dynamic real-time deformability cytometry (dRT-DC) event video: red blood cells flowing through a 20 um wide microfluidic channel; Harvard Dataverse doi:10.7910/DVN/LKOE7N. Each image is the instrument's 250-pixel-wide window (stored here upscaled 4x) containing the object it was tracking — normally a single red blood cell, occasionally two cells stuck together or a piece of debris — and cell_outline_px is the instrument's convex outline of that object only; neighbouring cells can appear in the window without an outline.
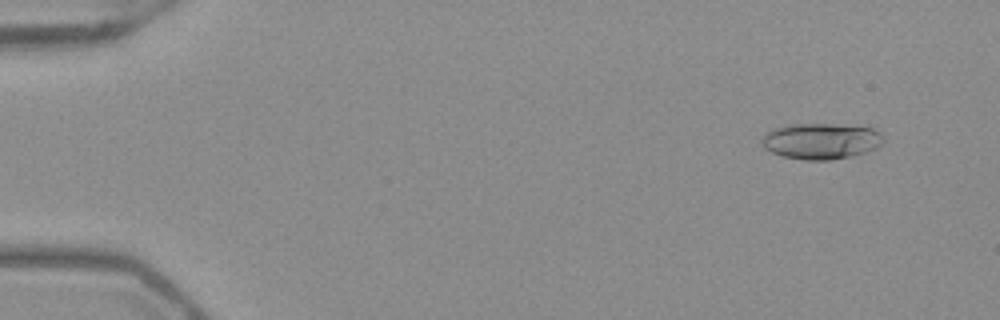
{"species": "Egyptian fruit bat (a non-hibernating species)", "species_latin": "Rousettus aegyptiacus", "temperature_condition": "warm", "stored_images_in_passage": 50, "camera_frame_rate_fps": 3000, "um_per_image_px": 0.085, "frame": {"image": 1, "passage_image": 2, "time_ms": 0.333, "image_size_px": [1000, 320], "cell_outline_px": [[884, 144], [876, 148], [852, 156], [832, 160], [804, 160], [784, 156], [772, 152], [764, 148], [760, 144], [760, 140], [764, 132], [772, 128], [784, 124], [844, 124], [872, 128], [880, 132], [884, 140]], "centroid_in_image_um": [69.75, 11.98], "position_along_channel_um": 15.2, "area_um2": 26.01}}
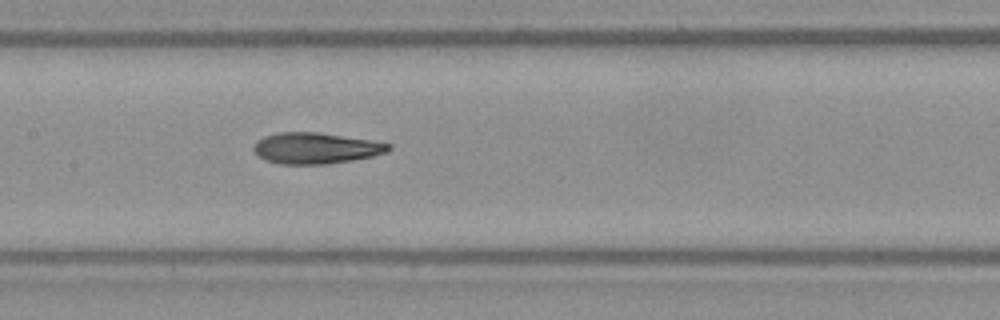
{"frame": {"image": 2, "passage_image": 24, "time_ms": 7.667, "image_size_px": [1000, 320], "cell_outline_px": [[392, 148], [388, 152], [372, 156], [352, 160], [328, 164], [280, 164], [264, 160], [252, 148], [256, 140], [264, 136], [280, 132], [316, 132], [368, 140], [392, 144]], "centroid_in_image_um": [26.82, 12.6], "position_along_channel_um": 180.6, "area_um2": 24.33}}
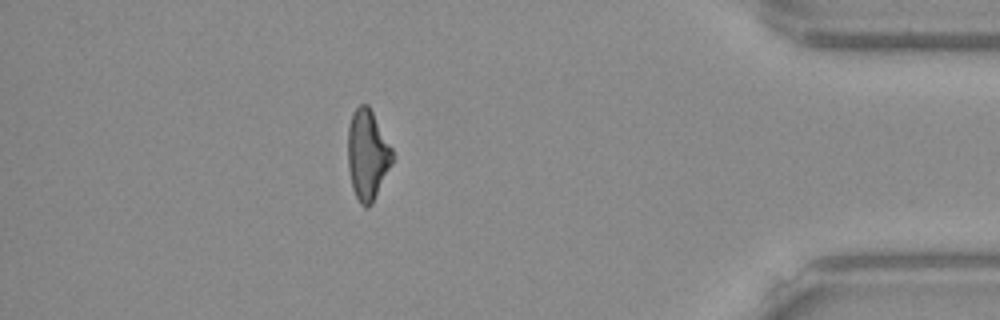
{"frame": {"image": 3, "passage_image": 44, "time_ms": 14.333, "image_size_px": [1000, 320], "cell_outline_px": [[396, 156], [372, 204], [368, 208], [364, 208], [360, 204], [352, 188], [348, 168], [348, 128], [352, 112], [360, 104], [368, 104], [392, 148]], "centroid_in_image_um": [31.24, 13.17], "position_along_channel_um": 404.0, "area_um2": 23.64}, "authors_computed_cell_mechanics": {"area_um2": 24.4205, "velocity_mm_per_s": 3.9558, "shape_relaxation_time_tau1_ms": 5.7645, "shape_relaxation_time_tau2_ms": 2.8228, "deformation_change_tau1": 0.1905, "deformation_change_tau2": 0.1085}}